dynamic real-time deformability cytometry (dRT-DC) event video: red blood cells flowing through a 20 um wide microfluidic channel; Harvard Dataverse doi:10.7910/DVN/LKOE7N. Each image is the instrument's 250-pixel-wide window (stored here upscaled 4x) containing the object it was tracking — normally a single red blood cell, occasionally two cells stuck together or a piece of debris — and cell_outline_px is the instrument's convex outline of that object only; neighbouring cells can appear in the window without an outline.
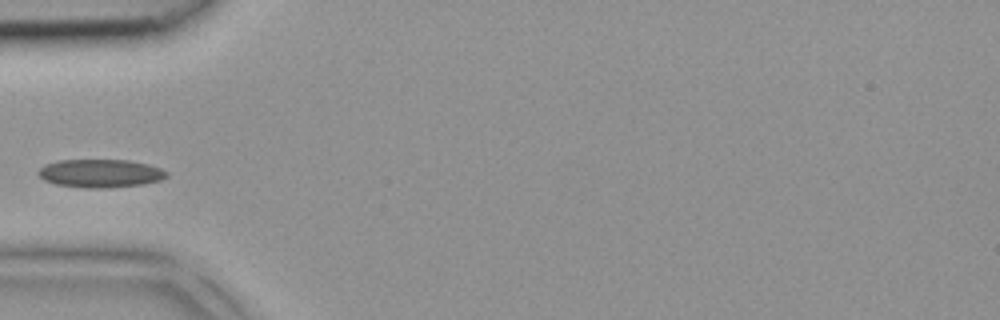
{"species": "common noctule bat (a hibernating species)", "species_latin": "Nyctalus noctula", "temperature_condition": "room temperature", "stored_images_in_passage": 3, "camera_frame_rate_fps": 3000, "um_per_image_px": 0.085, "animal": {"sex": "female", "body_mass_g": 18.4}, "frame": {"image": 1, "passage_image": 3, "time_ms": 0.667, "image_size_px": [1000, 320], "cell_outline_px": [[168, 176], [160, 180], [144, 184], [108, 188], [84, 188], [56, 184], [44, 180], [36, 172], [44, 164], [56, 160], [128, 160], [148, 164], [160, 168], [168, 172]], "centroid_in_image_um": [8.52, 14.73], "position_along_channel_um": 76.5, "area_um2": 21.27}}